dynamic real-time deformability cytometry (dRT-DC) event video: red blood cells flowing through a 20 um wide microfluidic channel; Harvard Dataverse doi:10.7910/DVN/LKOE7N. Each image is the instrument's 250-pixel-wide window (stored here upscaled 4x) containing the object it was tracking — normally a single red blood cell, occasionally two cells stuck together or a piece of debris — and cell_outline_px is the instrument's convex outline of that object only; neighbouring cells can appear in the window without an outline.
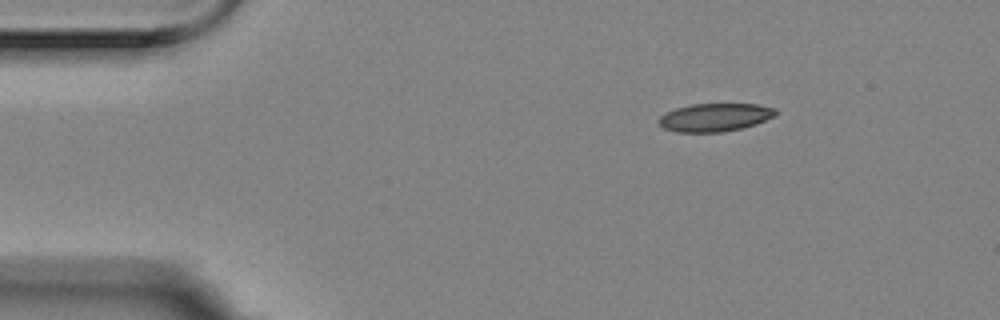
{"species": "Egyptian fruit bat (a non-hibernating species)", "species_latin": "Rousettus aegyptiacus", "temperature_condition": "room temperature", "stored_images_in_passage": 9, "camera_frame_rate_fps": 3000, "um_per_image_px": 0.085, "animal": {"sex": "female"}, "frame": {"image": 1, "passage_image": 1, "time_ms": 0.0, "image_size_px": [1000, 320], "cell_outline_px": [[780, 112], [776, 116], [756, 124], [724, 132], [676, 132], [664, 128], [656, 120], [664, 112], [676, 108], [692, 104], [760, 104], [776, 108]], "centroid_in_image_um": [60.79, 9.97], "position_along_channel_um": 24.2, "area_um2": 19.42}}
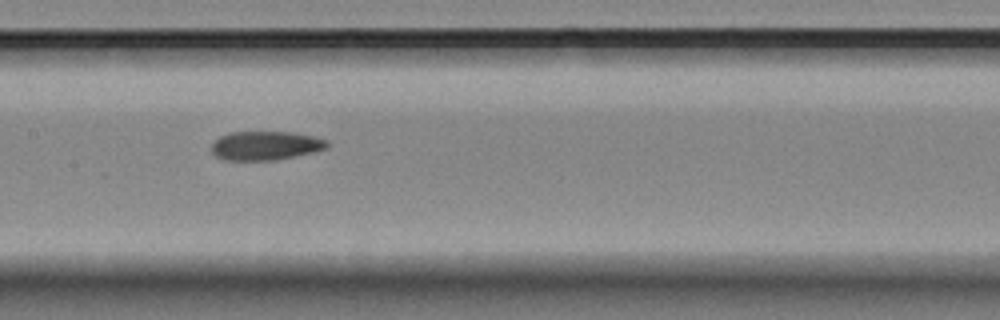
{"frame": {"image": 2, "passage_image": 6, "time_ms": 1.667, "image_size_px": [1000, 320], "cell_outline_px": [[328, 148], [296, 156], [276, 160], [224, 160], [216, 156], [212, 152], [212, 144], [220, 136], [232, 132], [292, 132], [312, 136], [328, 140]], "centroid_in_image_um": [22.58, 12.38], "position_along_channel_um": 184.8, "area_um2": 19.42}}
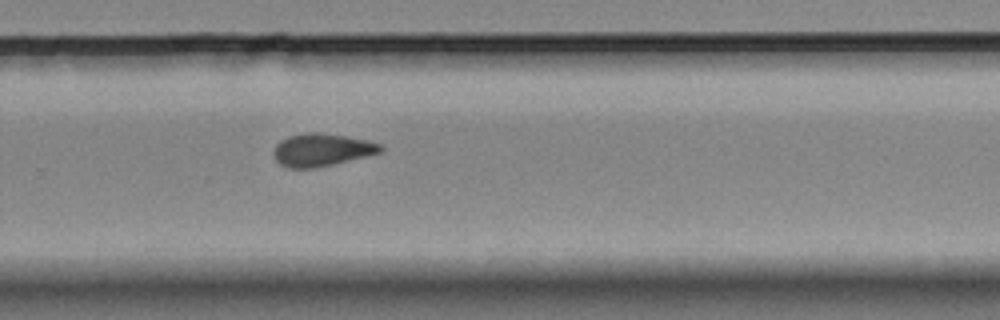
{"frame": {"image": 3, "passage_image": 9, "time_ms": 2.667, "image_size_px": [1000, 320], "cell_outline_px": [[384, 148], [380, 152], [332, 164], [312, 168], [288, 168], [280, 164], [276, 160], [272, 152], [276, 144], [280, 140], [288, 136], [308, 132], [316, 132], [344, 136], [368, 140], [380, 144]], "centroid_in_image_um": [27.29, 12.73], "position_along_channel_um": 302.5, "area_um2": 20.11}}